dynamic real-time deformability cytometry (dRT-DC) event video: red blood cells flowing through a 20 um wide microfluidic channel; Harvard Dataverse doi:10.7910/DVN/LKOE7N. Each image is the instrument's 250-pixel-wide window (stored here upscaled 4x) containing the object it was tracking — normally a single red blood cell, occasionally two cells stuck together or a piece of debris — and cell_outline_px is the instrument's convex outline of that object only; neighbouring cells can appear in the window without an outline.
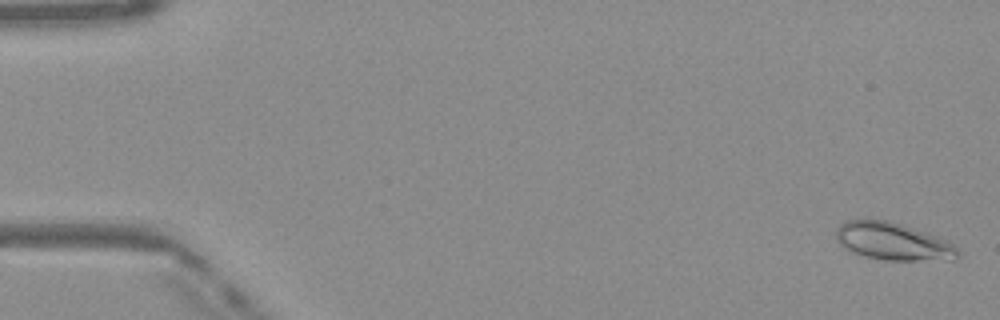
{"species": "Egyptian fruit bat (a non-hibernating species)", "species_latin": "Rousettus aegyptiacus", "temperature_condition": "warm", "stored_images_in_passage": 50, "camera_frame_rate_fps": 3000, "um_per_image_px": 0.085, "frame": {"image": 1, "passage_image": 2, "time_ms": 0.333, "image_size_px": [1000, 320], "cell_outline_px": [[960, 256], [952, 260], [884, 260], [864, 256], [852, 252], [844, 248], [836, 240], [836, 228], [840, 224], [848, 220], [888, 220], [928, 232], [940, 236], [956, 244], [960, 248]], "centroid_in_image_um": [75.98, 20.53], "position_along_channel_um": 9.0, "area_um2": 27.11}}
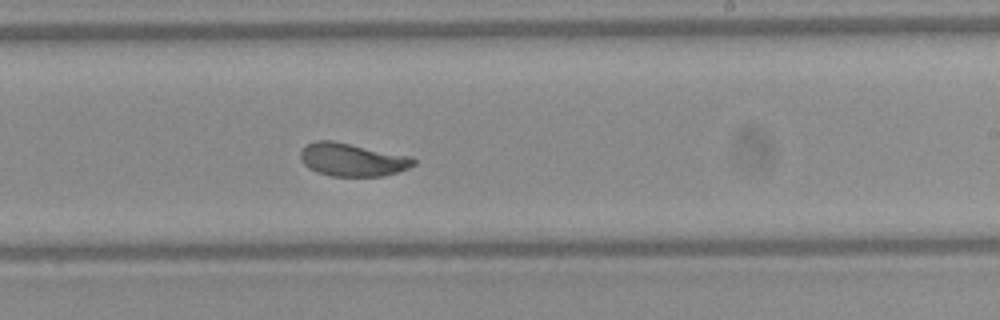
{"frame": {"image": 2, "passage_image": 31, "time_ms": 10.0, "image_size_px": [1000, 320], "cell_outline_px": [[416, 164], [408, 168], [384, 176], [332, 176], [316, 172], [308, 168], [300, 160], [300, 152], [308, 144], [316, 140], [332, 140], [412, 156], [416, 160]], "centroid_in_image_um": [29.95, 13.57], "position_along_channel_um": 259.0, "area_um2": 21.91}}
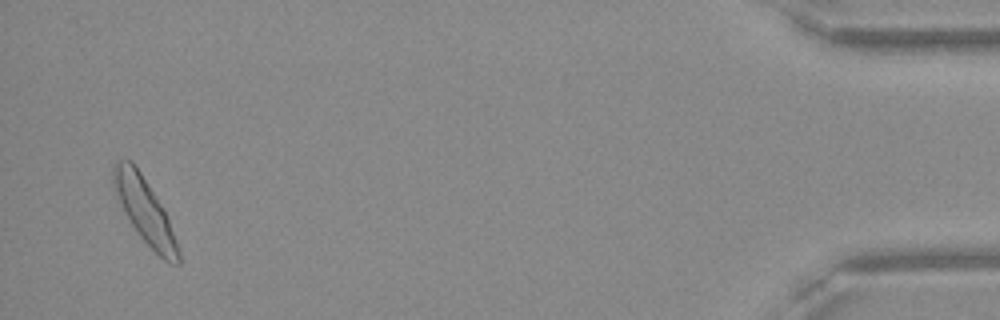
{"frame": {"image": 3, "passage_image": 49, "time_ms": 16.0, "image_size_px": [1000, 320], "cell_outline_px": [[180, 264], [168, 264], [140, 236], [132, 224], [112, 188], [112, 168], [116, 160], [132, 160], [140, 172], [160, 204], [168, 220], [176, 240], [180, 252]], "centroid_in_image_um": [12.28, 17.89], "position_along_channel_um": 422.9, "area_um2": 23.87}, "authors_computed_cell_mechanics": {"area_um2": 22.6865, "velocity_mm_per_s": 4.0713, "shape_relaxation_time_tau1_ms": 2.6398, "shape_relaxation_time_tau2_ms": 0.7559, "deformation_change_tau1": 0.1249, "deformation_change_tau2": 0.0504}}